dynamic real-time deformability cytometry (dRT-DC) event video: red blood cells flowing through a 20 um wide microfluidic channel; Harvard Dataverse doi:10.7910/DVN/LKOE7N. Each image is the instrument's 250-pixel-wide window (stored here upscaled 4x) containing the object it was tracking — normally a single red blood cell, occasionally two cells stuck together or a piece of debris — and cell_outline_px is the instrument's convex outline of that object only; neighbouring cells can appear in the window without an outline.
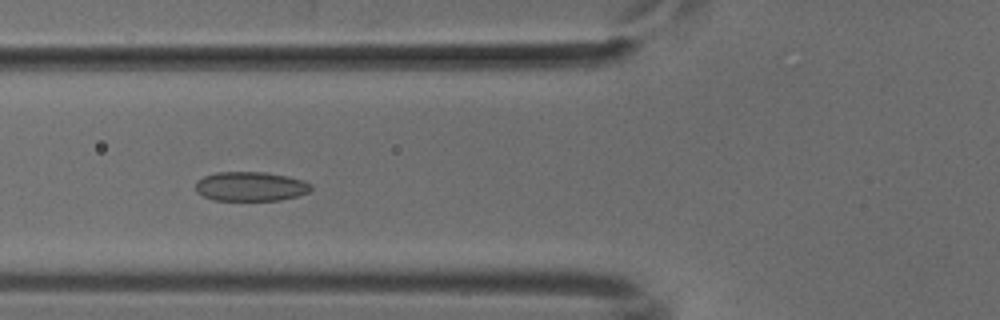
{"species": "common noctule bat (a hibernating species)", "species_latin": "Nyctalus noctula", "temperature_condition": "cold", "stored_images_in_passage": 46, "camera_frame_rate_fps": 3000, "um_per_image_px": 0.085, "animal": {"sex": "male", "body_mass_g": 18.8}, "frame": {"image": 1, "passage_image": 14, "time_ms": 4.333, "image_size_px": [1000, 320], "cell_outline_px": [[312, 188], [308, 192], [296, 196], [280, 200], [212, 200], [196, 192], [196, 180], [204, 176], [216, 172], [264, 172], [288, 176], [304, 180], [312, 184]], "centroid_in_image_um": [21.29, 15.84], "position_along_channel_um": 104.5, "area_um2": 19.83}}
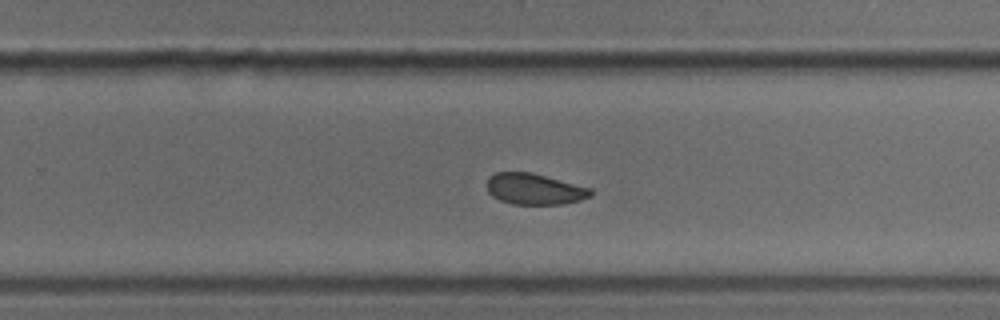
{"frame": {"image": 2, "passage_image": 28, "time_ms": 9.0, "image_size_px": [1000, 320], "cell_outline_px": [[592, 196], [580, 200], [564, 204], [512, 204], [500, 200], [492, 196], [488, 192], [488, 176], [496, 172], [532, 172], [592, 188]], "centroid_in_image_um": [45.44, 16.06], "position_along_channel_um": 284.4, "area_um2": 18.9}}
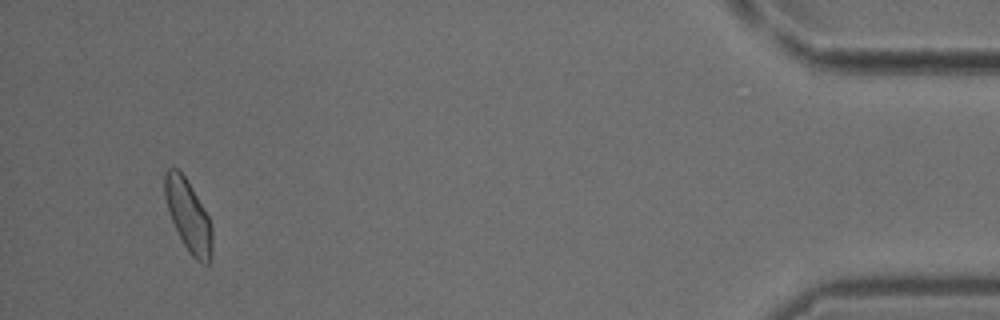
{"frame": {"image": 3, "passage_image": 44, "time_ms": 14.333, "image_size_px": [1000, 320], "cell_outline_px": [[212, 260], [208, 264], [204, 264], [196, 260], [188, 252], [168, 212], [164, 196], [164, 172], [168, 168], [176, 168], [184, 176], [192, 188], [208, 216], [212, 228]], "centroid_in_image_um": [16.01, 18.36], "position_along_channel_um": 419.2, "area_um2": 19.71}}